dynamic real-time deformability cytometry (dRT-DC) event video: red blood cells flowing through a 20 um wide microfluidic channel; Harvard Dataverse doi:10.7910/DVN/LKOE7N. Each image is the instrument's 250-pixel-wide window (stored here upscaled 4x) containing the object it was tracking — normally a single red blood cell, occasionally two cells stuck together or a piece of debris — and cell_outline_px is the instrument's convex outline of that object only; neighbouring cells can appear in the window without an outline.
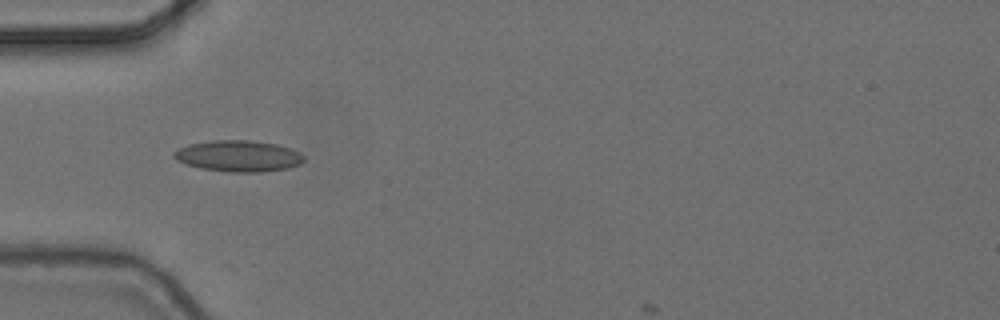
{"species": "common noctule bat (a hibernating species)", "species_latin": "Nyctalus noctula", "temperature_condition": "cold", "stored_images_in_passage": 2, "camera_frame_rate_fps": 3000, "um_per_image_px": 0.085, "animal": {"sex": "female", "body_mass_g": 24.6, "forearm_length_mm": 56.2}, "frame": {"image": 1, "passage_image": 1, "time_ms": 0.0, "image_size_px": [1000, 320], "cell_outline_px": [[304, 160], [300, 164], [288, 168], [260, 172], [232, 172], [200, 168], [184, 164], [176, 160], [172, 156], [172, 152], [176, 148], [188, 144], [212, 140], [248, 140], [276, 144], [300, 152], [304, 156]], "centroid_in_image_um": [20.21, 13.26], "position_along_channel_um": 64.8, "area_um2": 23.81}}
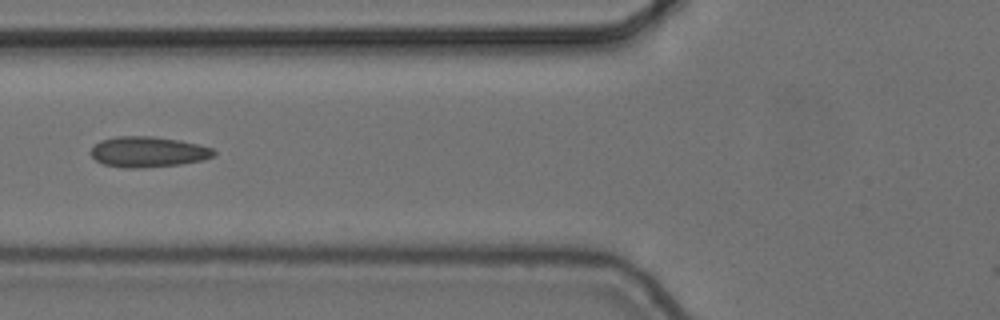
{"frame": {"image": 2, "passage_image": 2, "time_ms": 0.333, "image_size_px": [1000, 320], "cell_outline_px": [[216, 156], [204, 160], [180, 164], [144, 168], [124, 168], [104, 164], [96, 160], [88, 152], [100, 140], [116, 136], [152, 136], [180, 140], [200, 144], [212, 148], [216, 152]], "centroid_in_image_um": [12.61, 12.91], "position_along_channel_um": 113.2, "area_um2": 22.2}}